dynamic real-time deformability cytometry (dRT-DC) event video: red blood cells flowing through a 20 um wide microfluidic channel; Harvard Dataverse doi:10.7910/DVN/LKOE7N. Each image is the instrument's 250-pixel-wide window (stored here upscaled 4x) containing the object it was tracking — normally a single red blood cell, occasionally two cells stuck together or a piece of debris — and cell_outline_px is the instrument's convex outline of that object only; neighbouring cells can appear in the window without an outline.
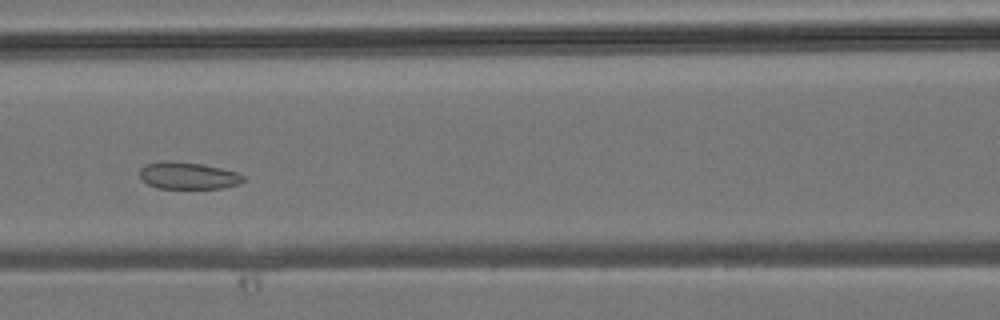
{"species": "common noctule bat (a hibernating species)", "species_latin": "Nyctalus noctula", "temperature_condition": "room temperature", "stored_images_in_passage": 34, "camera_frame_rate_fps": 3000, "um_per_image_px": 0.085, "animal": {"sex": "male", "body_mass_g": 19.2, "forearm_length_mm": 51.8}, "frame": {"image": 1, "passage_image": 12, "time_ms": 3.667, "image_size_px": [1000, 320], "cell_outline_px": [[244, 180], [240, 184], [224, 188], [156, 188], [148, 184], [140, 176], [140, 168], [144, 164], [200, 164], [220, 168], [236, 172], [244, 176]], "centroid_in_image_um": [16.06, 14.99], "position_along_channel_um": 150.5, "area_um2": 15.43}}
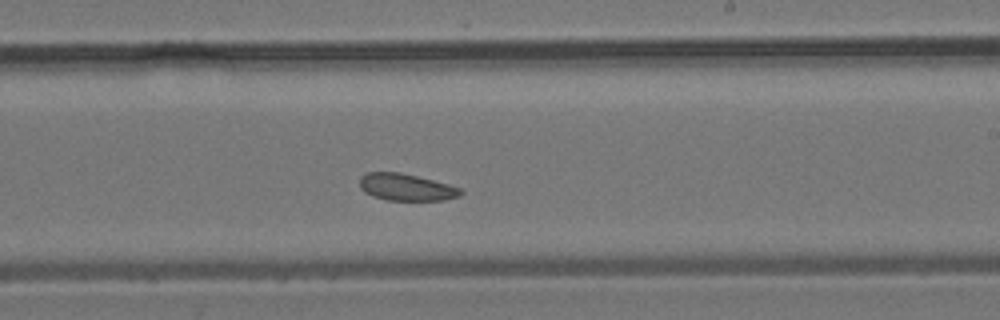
{"frame": {"image": 2, "passage_image": 18, "time_ms": 5.667, "image_size_px": [1000, 320], "cell_outline_px": [[464, 192], [460, 196], [444, 200], [384, 200], [372, 196], [364, 192], [360, 188], [360, 176], [364, 172], [400, 172], [448, 184], [460, 188]], "centroid_in_image_um": [34.5, 15.91], "position_along_channel_um": 254.5, "area_um2": 15.95}}
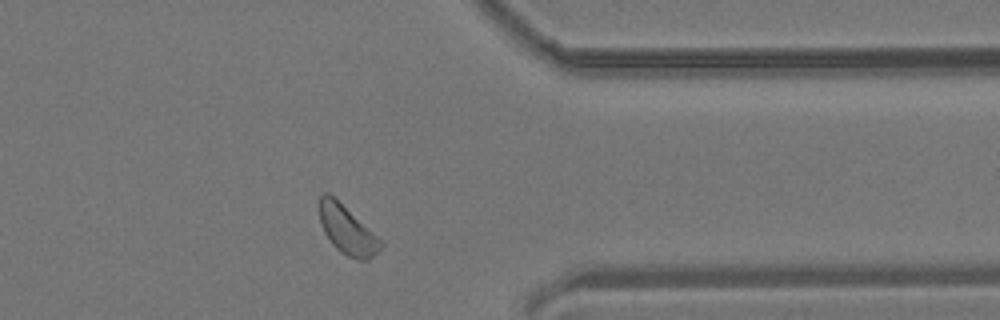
{"frame": {"image": 3, "passage_image": 26, "time_ms": 8.333, "image_size_px": [1000, 320], "cell_outline_px": [[384, 244], [368, 260], [360, 260], [348, 256], [340, 252], [332, 244], [324, 232], [320, 224], [320, 196], [324, 192], [328, 192], [372, 232]], "centroid_in_image_um": [29.47, 19.56], "position_along_channel_um": 381.9, "area_um2": 16.7}}